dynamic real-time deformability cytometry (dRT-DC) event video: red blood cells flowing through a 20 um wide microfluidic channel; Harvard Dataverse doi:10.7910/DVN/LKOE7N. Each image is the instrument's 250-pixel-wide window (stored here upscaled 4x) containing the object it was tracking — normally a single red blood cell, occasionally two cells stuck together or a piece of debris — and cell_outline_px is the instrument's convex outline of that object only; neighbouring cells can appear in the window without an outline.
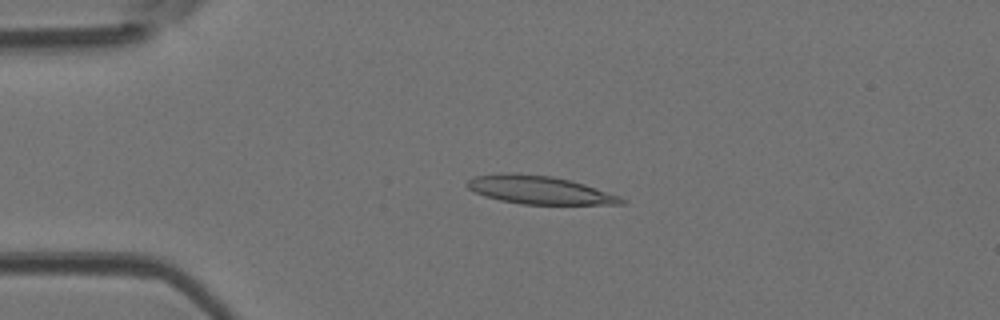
{"species": "Egyptian fruit bat (a non-hibernating species)", "species_latin": "Rousettus aegyptiacus", "temperature_condition": "room temperature", "stored_images_in_passage": 47, "camera_frame_rate_fps": 3000, "um_per_image_px": 0.085, "animal": {"sex": "female"}, "frame": {"image": 1, "passage_image": 11, "time_ms": 3.333, "image_size_px": [1000, 320], "cell_outline_px": [[628, 200], [624, 204], [520, 204], [500, 200], [484, 196], [468, 188], [464, 184], [472, 176], [504, 172], [516, 172], [552, 176], [572, 180], [620, 196]], "centroid_in_image_um": [45.82, 16.13], "position_along_channel_um": 39.2, "area_um2": 25.61}}
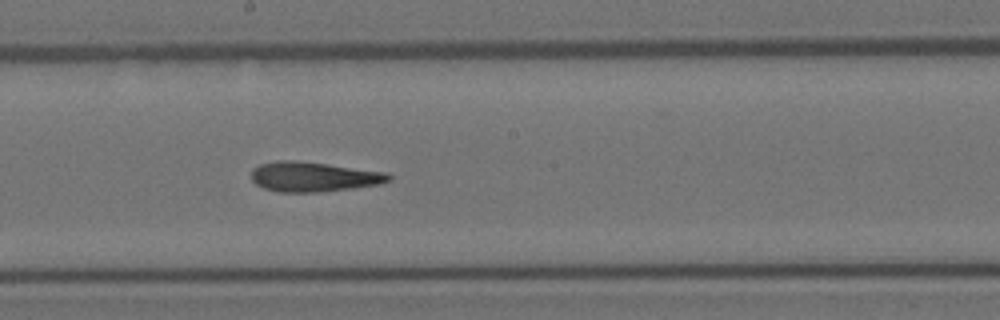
{"frame": {"image": 2, "passage_image": 26, "time_ms": 8.333, "image_size_px": [1000, 320], "cell_outline_px": [[392, 180], [380, 184], [352, 188], [316, 192], [276, 192], [264, 188], [256, 184], [252, 180], [252, 168], [260, 164], [276, 160], [296, 160], [388, 172], [392, 176]], "centroid_in_image_um": [26.65, 15.02], "position_along_channel_um": 221.5, "area_um2": 23.99}}
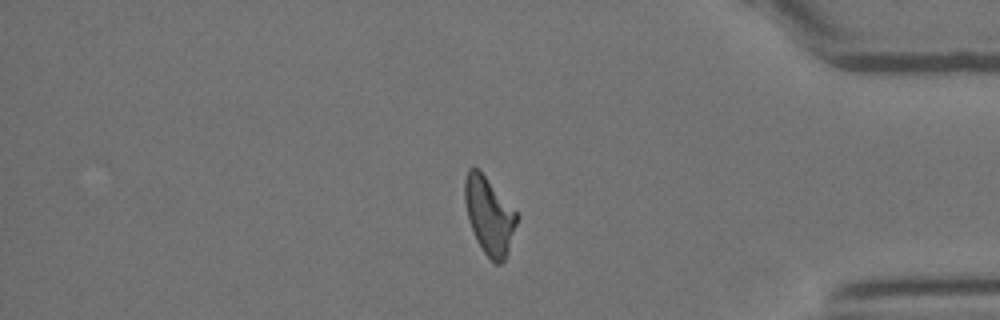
{"frame": {"image": 3, "passage_image": 40, "time_ms": 13.0, "image_size_px": [1000, 320], "cell_outline_px": [[520, 216], [504, 260], [500, 264], [496, 264], [484, 252], [476, 240], [468, 220], [464, 200], [464, 180], [468, 168], [476, 168], [484, 176]], "centroid_in_image_um": [41.57, 18.34], "position_along_channel_um": 393.6, "area_um2": 23.0}, "authors_computed_cell_mechanics": {"area_um2": 23.987, "velocity_mm_per_s": 4.2539, "shape_relaxation_time_tau1_ms": null, "shape_relaxation_time_tau2_ms": 2.8331, "deformation_change_tau1": null, "deformation_change_tau2": 0.1465}}